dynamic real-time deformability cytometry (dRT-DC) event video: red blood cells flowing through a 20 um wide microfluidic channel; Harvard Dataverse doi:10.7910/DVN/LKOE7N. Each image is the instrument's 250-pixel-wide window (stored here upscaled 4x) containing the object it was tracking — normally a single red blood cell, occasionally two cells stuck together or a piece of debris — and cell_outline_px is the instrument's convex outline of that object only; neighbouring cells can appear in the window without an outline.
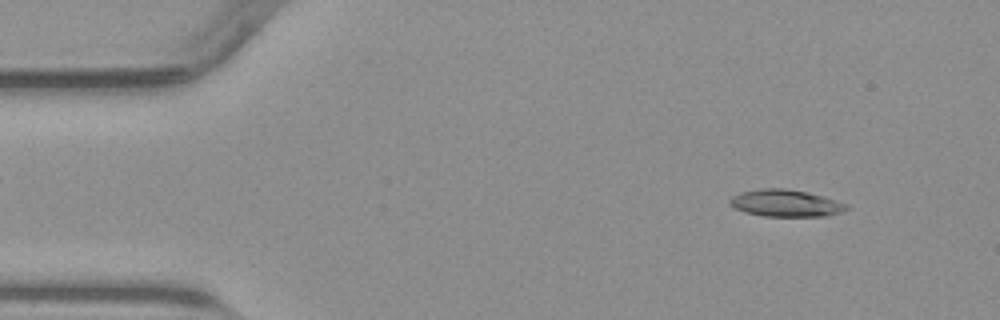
{"species": "common noctule bat (a hibernating species)", "species_latin": "Nyctalus noctula", "temperature_condition": "warm", "stored_images_in_passage": 49, "camera_frame_rate_fps": 3000, "um_per_image_px": 0.085, "animal": {"sex": "male", "body_mass_g": 23.1, "forearm_length_mm": 52.7}, "frame": {"image": 1, "passage_image": 4, "time_ms": 1.0, "image_size_px": [1000, 320], "cell_outline_px": [[848, 208], [840, 212], [824, 216], [764, 216], [744, 212], [728, 204], [728, 200], [732, 196], [740, 192], [764, 188], [784, 188], [808, 192], [824, 196], [848, 204]], "centroid_in_image_um": [66.76, 17.26], "position_along_channel_um": 18.2, "area_um2": 18.38}}
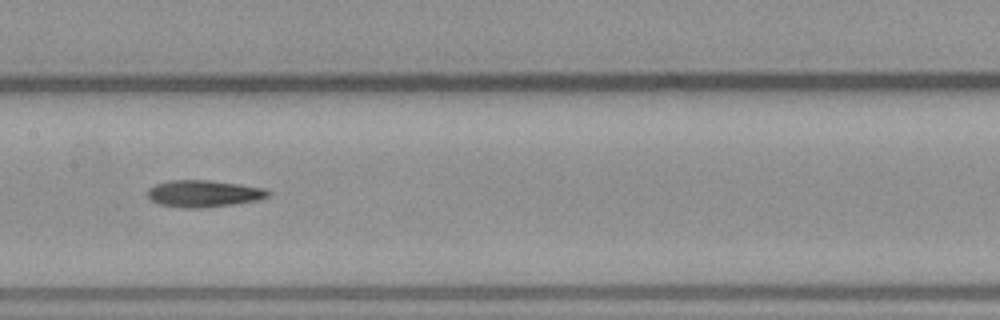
{"frame": {"image": 2, "passage_image": 23, "time_ms": 7.333, "image_size_px": [1000, 320], "cell_outline_px": [[272, 192], [268, 196], [256, 200], [232, 204], [204, 208], [184, 208], [160, 204], [152, 200], [148, 196], [148, 188], [156, 184], [168, 180], [212, 180], [240, 184], [264, 188]], "centroid_in_image_um": [17.31, 16.44], "position_along_channel_um": 190.1, "area_um2": 18.84}}
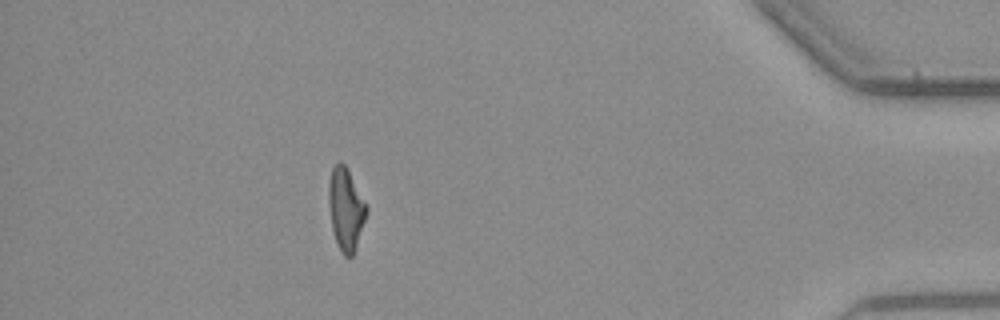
{"frame": {"image": 3, "passage_image": 43, "time_ms": 14.0, "image_size_px": [1000, 320], "cell_outline_px": [[368, 208], [356, 248], [352, 256], [344, 256], [340, 252], [332, 228], [328, 204], [328, 180], [332, 168], [340, 160], [348, 168], [368, 204]], "centroid_in_image_um": [29.4, 17.72], "position_along_channel_um": 405.8, "area_um2": 18.44}}